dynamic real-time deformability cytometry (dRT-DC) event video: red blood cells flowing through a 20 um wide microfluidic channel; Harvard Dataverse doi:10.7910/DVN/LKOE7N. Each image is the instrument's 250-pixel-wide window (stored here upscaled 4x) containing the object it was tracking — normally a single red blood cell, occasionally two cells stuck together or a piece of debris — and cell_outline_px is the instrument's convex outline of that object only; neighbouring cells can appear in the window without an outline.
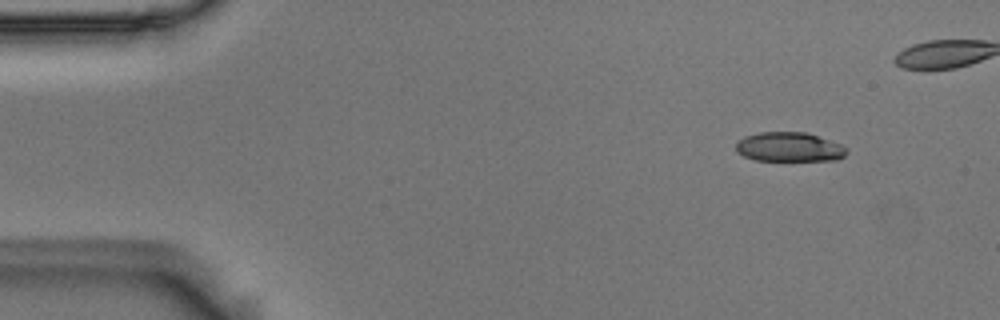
{"species": "Egyptian fruit bat (a non-hibernating species)", "species_latin": "Rousettus aegyptiacus", "temperature_condition": "room temperature", "stored_images_in_passage": 4, "camera_frame_rate_fps": 3000, "um_per_image_px": 0.085, "animal": {"sex": "male"}, "frame": {"image": 1, "passage_image": 1, "time_ms": 0.0, "image_size_px": [1000, 320], "cell_outline_px": [[848, 152], [844, 156], [836, 160], [756, 160], [744, 156], [736, 152], [736, 140], [744, 136], [760, 132], [808, 132], [840, 144], [848, 148]], "centroid_in_image_um": [67.07, 12.49], "position_along_channel_um": 17.9, "area_um2": 19.07}}